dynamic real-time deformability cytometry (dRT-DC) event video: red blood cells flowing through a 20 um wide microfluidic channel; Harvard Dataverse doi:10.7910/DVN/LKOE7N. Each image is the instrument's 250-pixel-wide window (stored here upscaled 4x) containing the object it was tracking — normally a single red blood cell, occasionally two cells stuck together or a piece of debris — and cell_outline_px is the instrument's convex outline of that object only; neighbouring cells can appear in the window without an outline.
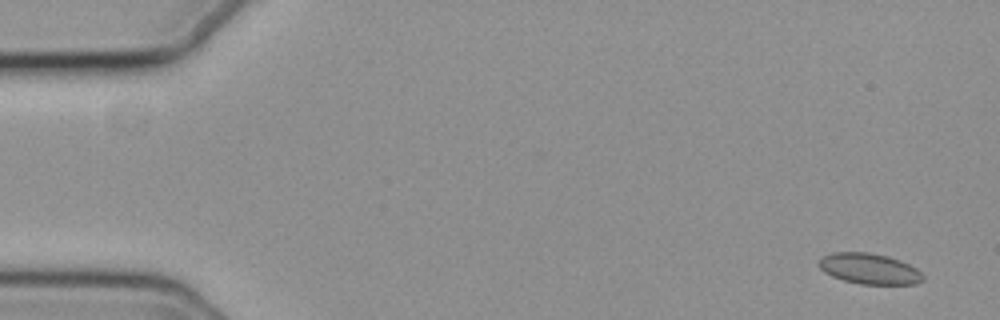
{"species": "common noctule bat (a hibernating species)", "species_latin": "Nyctalus noctula", "temperature_condition": "cold", "stored_images_in_passage": 58, "camera_frame_rate_fps": 3000, "um_per_image_px": 0.085, "animal": {"sex": "female", "body_mass_g": 19.3, "forearm_length_mm": 54.1}, "frame": {"image": 1, "passage_image": 3, "time_ms": 0.667, "image_size_px": [1000, 320], "cell_outline_px": [[924, 280], [916, 284], [860, 284], [844, 280], [832, 276], [824, 272], [816, 264], [820, 256], [832, 252], [868, 252], [888, 256], [900, 260], [916, 268], [924, 276]], "centroid_in_image_um": [73.85, 22.83], "position_along_channel_um": 11.1, "area_um2": 18.84}}
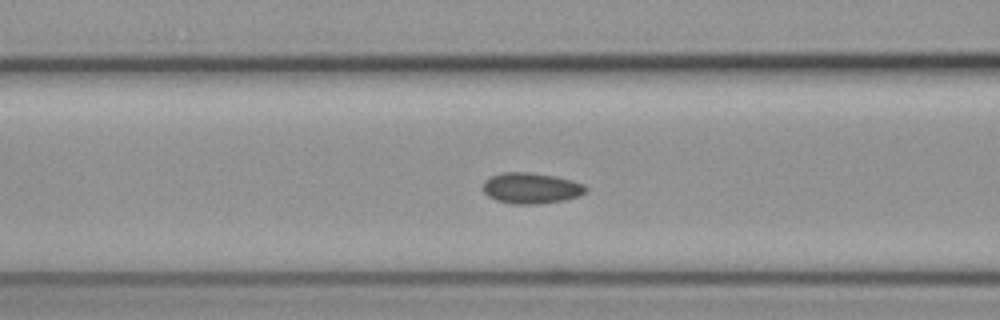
{"frame": {"image": 2, "passage_image": 23, "time_ms": 7.333, "image_size_px": [1000, 320], "cell_outline_px": [[588, 188], [580, 196], [568, 200], [540, 204], [512, 204], [496, 200], [488, 196], [484, 192], [484, 180], [492, 176], [504, 172], [528, 172], [556, 176], [572, 180], [584, 184]], "centroid_in_image_um": [45.18, 16.0], "position_along_channel_um": 121.4, "area_um2": 18.67}}
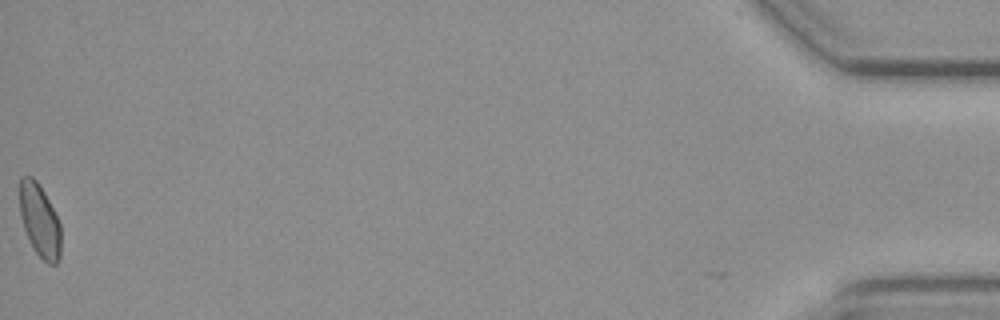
{"frame": {"image": 3, "passage_image": 57, "time_ms": 18.667, "image_size_px": [1000, 320], "cell_outline_px": [[60, 260], [56, 264], [48, 264], [36, 252], [24, 228], [20, 216], [20, 176], [32, 176], [36, 180], [44, 192], [60, 224]], "centroid_in_image_um": [3.37, 18.74], "position_along_channel_um": 431.8, "area_um2": 17.22}, "authors_computed_cell_mechanics": {"area_um2": 18.0914, "velocity_mm_per_s": 3.6954, "shape_relaxation_time_tau1_ms": null, "shape_relaxation_time_tau2_ms": 2.0779, "deformation_change_tau1": null, "deformation_change_tau2": 0.0615}}